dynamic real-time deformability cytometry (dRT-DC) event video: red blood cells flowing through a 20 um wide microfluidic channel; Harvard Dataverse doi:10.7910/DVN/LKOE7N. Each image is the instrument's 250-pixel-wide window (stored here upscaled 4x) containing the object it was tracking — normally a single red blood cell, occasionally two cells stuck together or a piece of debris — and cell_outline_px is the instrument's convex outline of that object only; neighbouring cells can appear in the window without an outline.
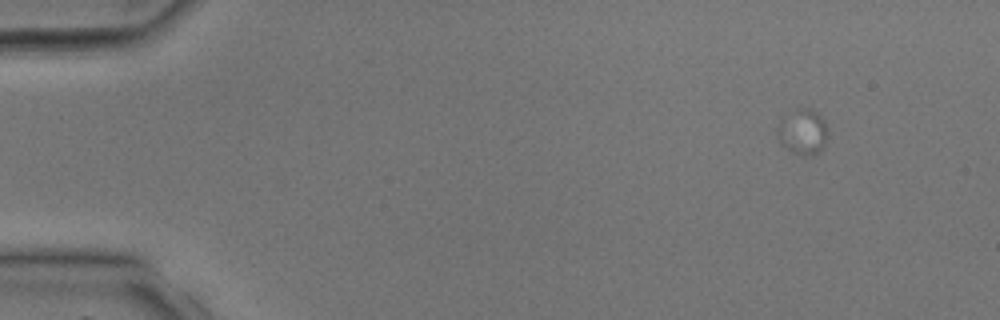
{"species": "common noctule bat (a hibernating species)", "species_latin": "Nyctalus noctula", "temperature_condition": "room temperature", "stored_images_in_passage": 5, "camera_frame_rate_fps": 3000, "um_per_image_px": 0.085, "animal": {"sex": "male", "body_mass_g": 17.9, "forearm_length_mm": 54.2}, "frame": {"image": 1, "passage_image": 1, "time_ms": 0.0, "image_size_px": [1000, 320], "cell_outline_px": [[828, 136], [820, 152], [808, 156], [804, 156], [792, 152], [780, 144], [776, 132], [776, 128], [780, 120], [784, 116], [796, 108], [812, 108], [824, 120], [828, 132]], "centroid_in_image_um": [68.21, 11.2], "position_along_channel_um": 16.8, "area_um2": 13.64}}